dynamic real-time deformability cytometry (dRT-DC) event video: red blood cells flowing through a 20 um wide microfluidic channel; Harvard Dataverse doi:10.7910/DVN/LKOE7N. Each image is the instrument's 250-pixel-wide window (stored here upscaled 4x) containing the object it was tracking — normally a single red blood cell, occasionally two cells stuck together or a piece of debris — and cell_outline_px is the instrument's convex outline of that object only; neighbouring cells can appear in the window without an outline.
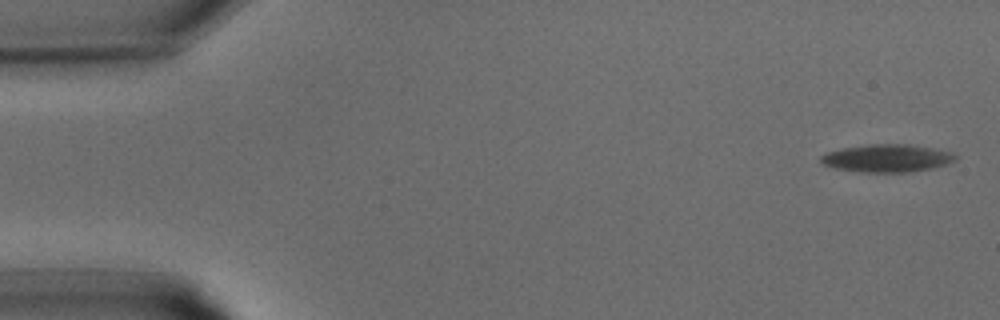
{"species": "common noctule bat (a hibernating species)", "species_latin": "Nyctalus noctula", "temperature_condition": "warm", "stored_images_in_passage": 32, "camera_frame_rate_fps": 3000, "um_per_image_px": 0.085, "animal": {"sex": "male", "body_mass_g": 15.6}, "frame": {"image": 1, "passage_image": 1, "time_ms": 0.0, "image_size_px": [1000, 320], "cell_outline_px": [[956, 160], [932, 168], [912, 172], [860, 172], [836, 168], [824, 164], [820, 160], [820, 156], [828, 152], [840, 148], [868, 144], [908, 144], [948, 152], [956, 156]], "centroid_in_image_um": [75.34, 13.45], "position_along_channel_um": 9.7, "area_um2": 21.44}}
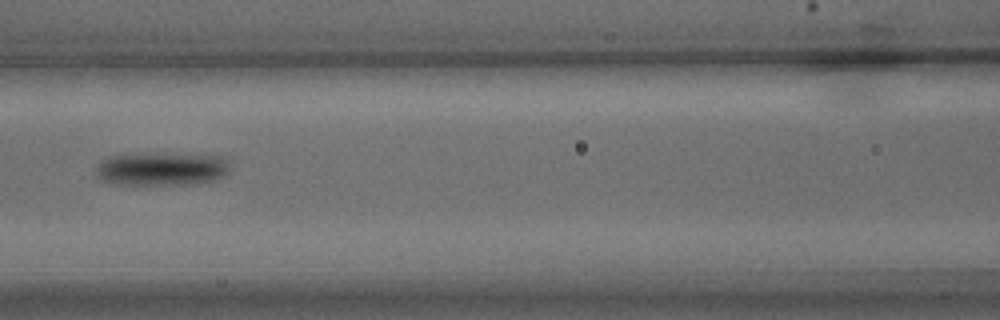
{"frame": {"image": 2, "passage_image": 14, "time_ms": 4.333, "image_size_px": [1000, 320], "cell_outline_px": [[228, 172], [224, 176], [212, 180], [196, 184], [116, 184], [100, 180], [96, 176], [96, 168], [104, 160], [112, 156], [224, 156], [228, 160]], "centroid_in_image_um": [13.76, 14.42], "position_along_channel_um": 152.8, "area_um2": 24.62}}
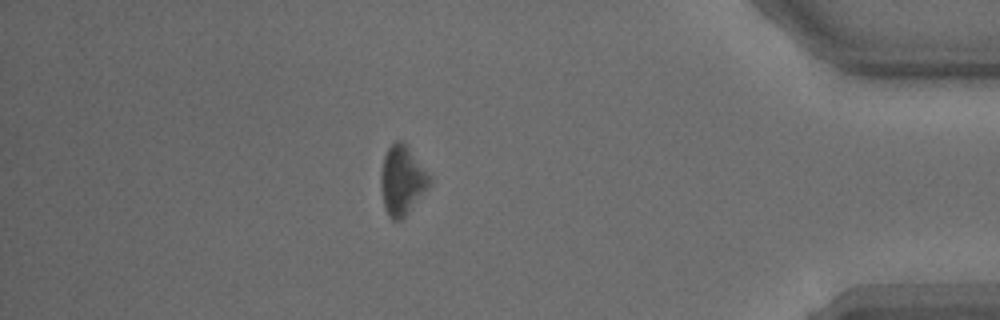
{"frame": {"image": 3, "passage_image": 28, "time_ms": 9.0, "image_size_px": [1000, 320], "cell_outline_px": [[432, 184], [404, 216], [400, 220], [392, 220], [388, 216], [384, 204], [380, 188], [380, 172], [384, 156], [388, 148], [396, 140], [400, 140], [408, 148], [432, 176]], "centroid_in_image_um": [34.18, 15.33], "position_along_channel_um": 401.0, "area_um2": 19.59}}